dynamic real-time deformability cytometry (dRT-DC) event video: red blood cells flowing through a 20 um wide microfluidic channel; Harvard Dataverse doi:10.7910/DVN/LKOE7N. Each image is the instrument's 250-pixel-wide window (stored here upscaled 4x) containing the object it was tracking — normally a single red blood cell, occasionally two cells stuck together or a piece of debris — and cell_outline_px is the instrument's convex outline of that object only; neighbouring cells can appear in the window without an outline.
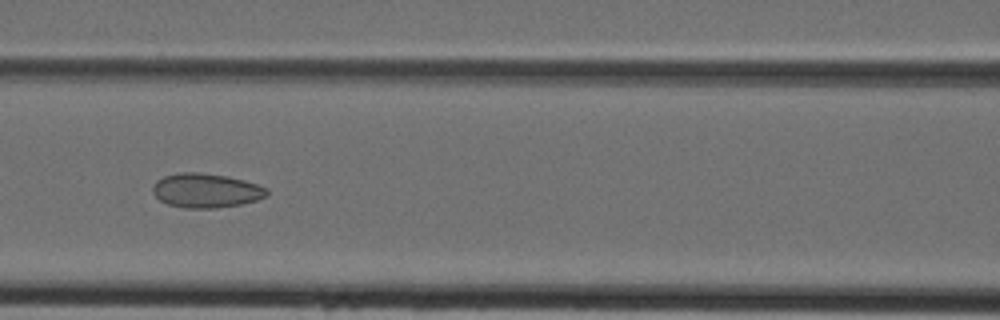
{"species": "Egyptian fruit bat (a non-hibernating species)", "species_latin": "Rousettus aegyptiacus", "temperature_condition": "cold", "stored_images_in_passage": 43, "camera_frame_rate_fps": 3000, "um_per_image_px": 0.085, "animal": {"sex": "female"}, "frame": {"image": 1, "passage_image": 19, "time_ms": 6.0, "image_size_px": [1000, 320], "cell_outline_px": [[268, 196], [256, 200], [240, 204], [216, 208], [184, 208], [168, 204], [160, 200], [152, 192], [152, 188], [156, 180], [164, 176], [180, 172], [200, 172], [228, 176], [244, 180], [268, 188]], "centroid_in_image_um": [17.51, 16.19], "position_along_channel_um": 149.1, "area_um2": 22.89}}